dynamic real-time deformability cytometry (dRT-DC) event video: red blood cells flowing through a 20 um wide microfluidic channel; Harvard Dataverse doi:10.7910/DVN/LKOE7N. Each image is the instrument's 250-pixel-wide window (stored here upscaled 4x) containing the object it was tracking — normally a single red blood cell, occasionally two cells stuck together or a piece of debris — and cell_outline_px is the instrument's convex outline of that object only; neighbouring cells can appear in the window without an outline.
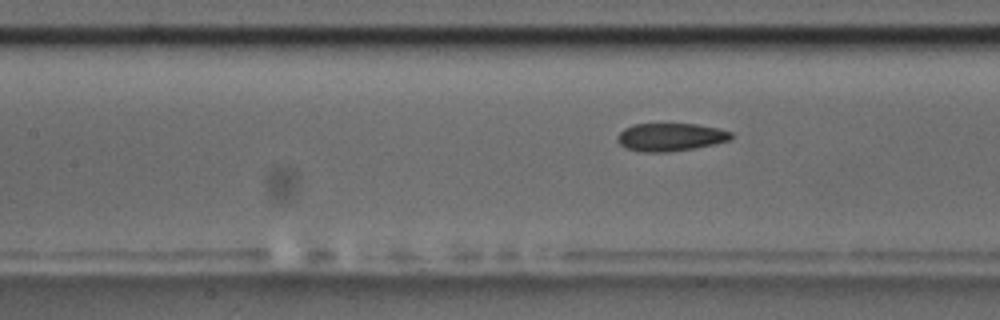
{"species": "common noctule bat (a hibernating species)", "species_latin": "Nyctalus noctula", "temperature_condition": "room temperature", "stored_images_in_passage": 8, "segment_of_instrument_passage": [2, 2], "camera_frame_rate_fps": 3000, "um_per_image_px": 0.085, "animal": {"sex": "male", "body_mass_g": 17.5, "forearm_length_mm": 52.3}, "frame": {"image": 1, "passage_image": 8, "time_ms": 8.667, "image_size_px": [1000, 320], "cell_outline_px": [[732, 136], [728, 140], [712, 144], [692, 148], [668, 152], [644, 152], [628, 148], [620, 144], [620, 132], [624, 128], [632, 124], [696, 124], [716, 128], [732, 132]], "centroid_in_image_um": [56.99, 11.64], "position_along_channel_um": 150.4, "area_um2": 18.03}}